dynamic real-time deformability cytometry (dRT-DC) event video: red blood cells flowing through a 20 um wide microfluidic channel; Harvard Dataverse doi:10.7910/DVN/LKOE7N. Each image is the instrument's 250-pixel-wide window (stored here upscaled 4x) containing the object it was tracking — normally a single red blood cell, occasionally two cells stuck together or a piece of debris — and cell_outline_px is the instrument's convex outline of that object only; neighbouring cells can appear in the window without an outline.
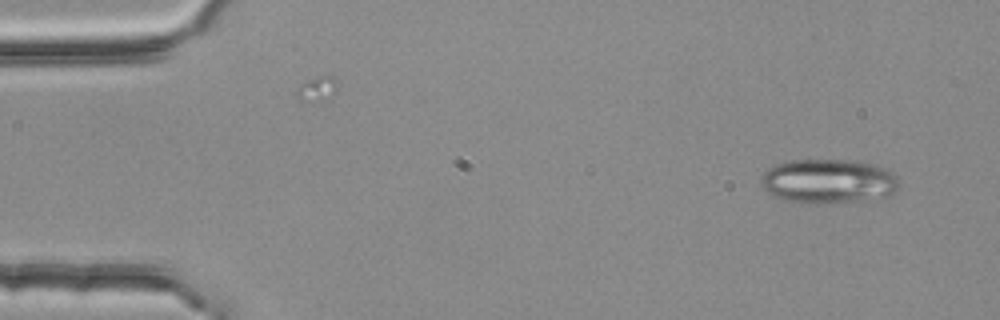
{"species": "common noctule bat (a hibernating species)", "species_latin": "Nyctalus noctula", "temperature_condition": "room temperature", "stored_images_in_passage": 3, "camera_frame_rate_fps": 3000, "um_per_image_px": 0.085, "animal": {"sex": "female", "body_mass_g": 25.1}, "frame": {"image": 1, "passage_image": 1, "time_ms": 0.0, "image_size_px": [1000, 320], "cell_outline_px": [[896, 192], [888, 196], [816, 204], [784, 200], [772, 196], [760, 184], [760, 180], [764, 172], [768, 168], [776, 164], [788, 160], [860, 160], [884, 168], [892, 172], [896, 176]], "centroid_in_image_um": [70.35, 15.38], "position_along_channel_um": 14.6, "area_um2": 35.43}}